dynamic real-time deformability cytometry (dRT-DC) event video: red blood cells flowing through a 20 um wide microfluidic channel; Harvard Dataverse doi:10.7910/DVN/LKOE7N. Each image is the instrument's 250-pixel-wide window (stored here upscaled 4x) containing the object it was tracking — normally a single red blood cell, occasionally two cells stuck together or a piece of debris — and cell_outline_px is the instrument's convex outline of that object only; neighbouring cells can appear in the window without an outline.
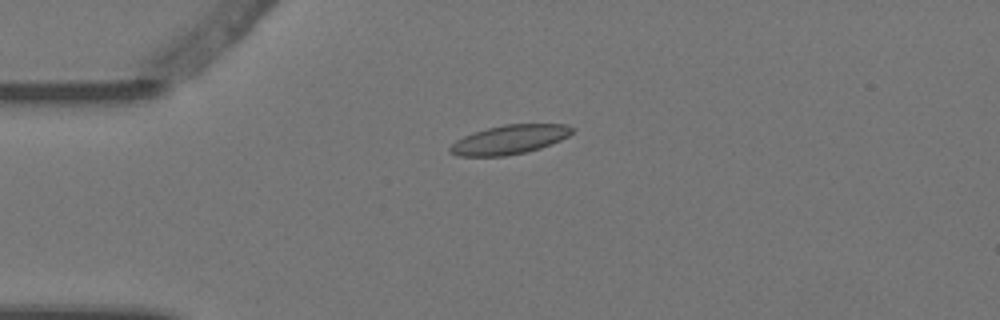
{"species": "Egyptian fruit bat (a non-hibernating species)", "species_latin": "Rousettus aegyptiacus", "temperature_condition": "warm", "stored_images_in_passage": 2, "camera_frame_rate_fps": 3000, "um_per_image_px": 0.085, "animal": {"sex": "female"}, "frame": {"image": 1, "passage_image": 2, "time_ms": 0.333, "image_size_px": [1000, 320], "cell_outline_px": [[576, 128], [568, 136], [560, 140], [540, 148], [524, 152], [504, 156], [456, 156], [448, 152], [448, 148], [456, 140], [464, 136], [488, 128], [504, 124], [568, 124]], "centroid_in_image_um": [43.3, 11.86], "position_along_channel_um": 41.7, "area_um2": 20.63}}